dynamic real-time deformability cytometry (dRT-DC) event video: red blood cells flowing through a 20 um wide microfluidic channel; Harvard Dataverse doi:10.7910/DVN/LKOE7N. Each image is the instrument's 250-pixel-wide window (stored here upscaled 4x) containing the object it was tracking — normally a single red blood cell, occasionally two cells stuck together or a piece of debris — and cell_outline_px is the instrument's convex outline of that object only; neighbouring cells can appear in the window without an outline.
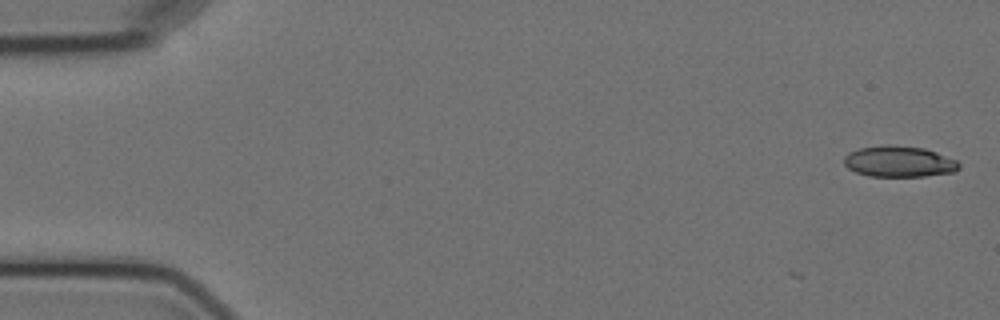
{"species": "Egyptian fruit bat (a non-hibernating species)", "species_latin": "Rousettus aegyptiacus", "temperature_condition": "cold", "stored_images_in_passage": 6, "camera_frame_rate_fps": 3000, "um_per_image_px": 0.085, "animal": {"sex": "female"}, "frame": {"image": 1, "passage_image": 1, "time_ms": 0.0, "image_size_px": [1000, 320], "cell_outline_px": [[960, 168], [956, 172], [924, 176], [868, 176], [856, 172], [848, 168], [844, 164], [844, 156], [848, 152], [860, 148], [888, 144], [924, 148], [936, 152], [956, 160], [960, 164]], "centroid_in_image_um": [76.42, 13.73], "position_along_channel_um": 8.6, "area_um2": 20.87}}
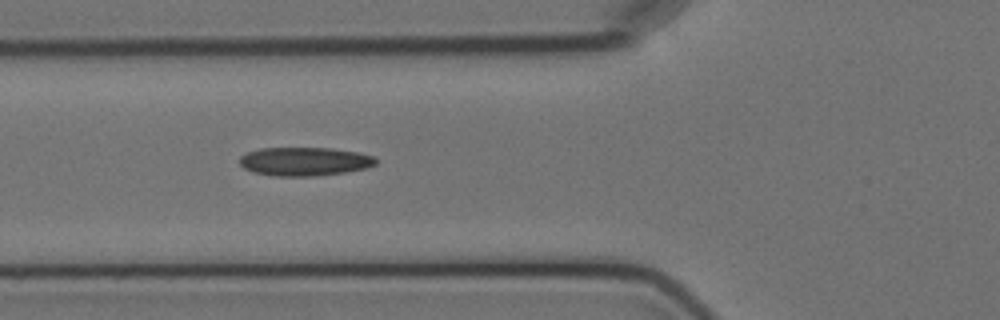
{"frame": {"image": 2, "passage_image": 6, "time_ms": 6.333, "image_size_px": [1000, 320], "cell_outline_px": [[376, 164], [368, 168], [344, 172], [316, 176], [272, 176], [252, 172], [244, 168], [240, 164], [240, 156], [248, 152], [260, 148], [328, 148], [356, 152], [372, 156], [376, 160]], "centroid_in_image_um": [25.85, 13.73], "position_along_channel_um": 99.9, "area_um2": 22.66}}